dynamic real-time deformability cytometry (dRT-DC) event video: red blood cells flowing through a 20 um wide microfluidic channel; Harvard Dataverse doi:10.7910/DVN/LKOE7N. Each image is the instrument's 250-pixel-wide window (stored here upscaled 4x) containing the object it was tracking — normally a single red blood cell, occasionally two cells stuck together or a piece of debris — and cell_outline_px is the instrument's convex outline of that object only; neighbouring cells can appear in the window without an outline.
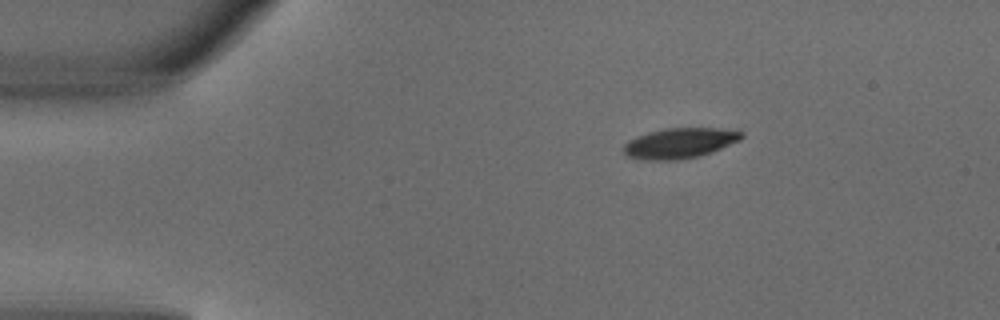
{"species": "common noctule bat (a hibernating species)", "species_latin": "Nyctalus noctula", "temperature_condition": "warm", "stored_images_in_passage": 3, "camera_frame_rate_fps": 3000, "um_per_image_px": 0.085, "animal": {"sex": "male", "body_mass_g": 18.8}, "frame": {"image": 1, "passage_image": 1, "time_ms": 0.0, "image_size_px": [1000, 320], "cell_outline_px": [[744, 136], [740, 140], [712, 152], [700, 156], [676, 160], [640, 160], [628, 156], [624, 152], [624, 144], [628, 140], [636, 136], [648, 132], [668, 128], [720, 128], [744, 132]], "centroid_in_image_um": [57.77, 12.17], "position_along_channel_um": 27.2, "area_um2": 20.92}}
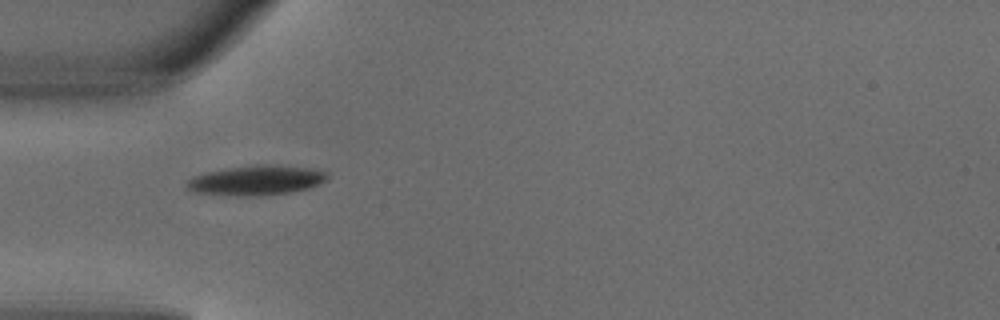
{"frame": {"image": 2, "passage_image": 3, "time_ms": 0.667, "image_size_px": [1000, 320], "cell_outline_px": [[328, 180], [308, 188], [288, 192], [260, 196], [244, 196], [196, 192], [188, 188], [184, 184], [192, 176], [224, 168], [256, 164], [268, 164], [312, 168], [328, 172]], "centroid_in_image_um": [21.8, 15.31], "position_along_channel_um": 63.2, "area_um2": 24.39}}